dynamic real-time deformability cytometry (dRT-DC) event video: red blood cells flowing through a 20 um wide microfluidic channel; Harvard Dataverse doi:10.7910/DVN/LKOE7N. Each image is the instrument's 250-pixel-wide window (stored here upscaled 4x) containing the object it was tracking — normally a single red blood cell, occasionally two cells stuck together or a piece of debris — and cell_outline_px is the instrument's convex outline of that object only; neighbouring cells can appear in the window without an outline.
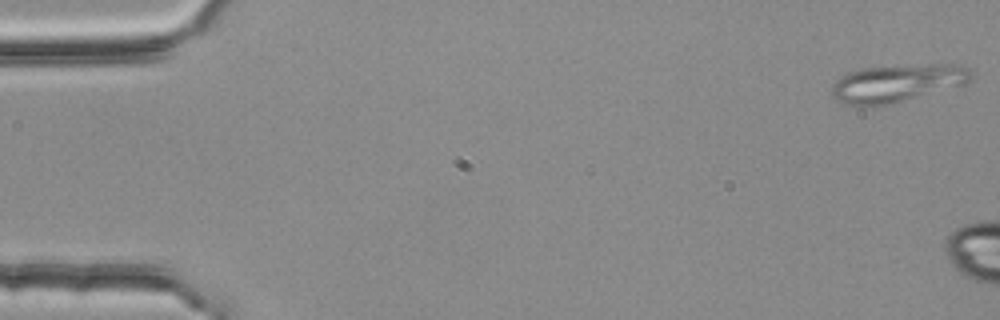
{"species": "common noctule bat (a hibernating species)", "species_latin": "Nyctalus noctula", "temperature_condition": "room temperature", "stored_images_in_passage": 3, "camera_frame_rate_fps": 3000, "um_per_image_px": 0.085, "animal": {"sex": "female", "body_mass_g": 25.1}, "frame": {"image": 1, "passage_image": 1, "time_ms": 0.0, "image_size_px": [1000, 320], "cell_outline_px": [[972, 80], [964, 84], [888, 104], [872, 108], [860, 108], [836, 100], [832, 96], [832, 84], [840, 76], [848, 72], [864, 68], [928, 64], [964, 64], [972, 72]], "centroid_in_image_um": [76.22, 7.08], "position_along_channel_um": 8.8, "area_um2": 30.75}}